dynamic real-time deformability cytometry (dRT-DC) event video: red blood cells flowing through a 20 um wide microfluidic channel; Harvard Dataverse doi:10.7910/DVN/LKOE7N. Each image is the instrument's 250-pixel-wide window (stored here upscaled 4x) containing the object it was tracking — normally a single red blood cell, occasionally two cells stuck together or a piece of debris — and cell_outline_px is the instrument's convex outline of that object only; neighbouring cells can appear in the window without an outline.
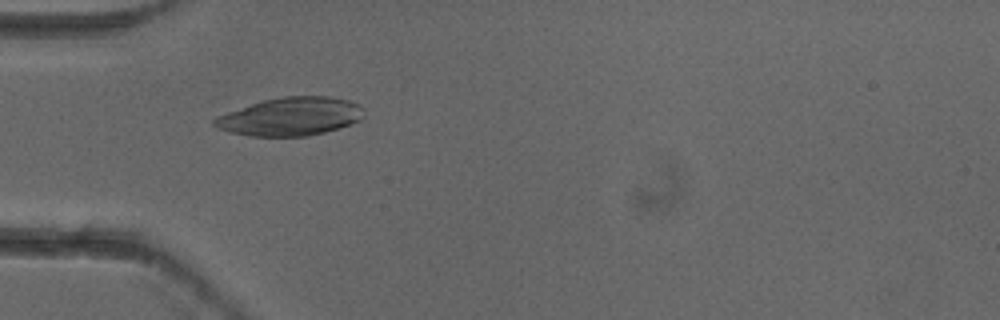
{"species": "common noctule bat (a hibernating species)", "species_latin": "Nyctalus noctula", "temperature_condition": "cold", "stored_images_in_passage": 3, "camera_frame_rate_fps": 3000, "um_per_image_px": 0.085, "animal": {"sex": "female"}, "frame": {"image": 1, "passage_image": 1, "time_ms": 0.0, "image_size_px": [1000, 320], "cell_outline_px": [[364, 116], [360, 120], [324, 132], [308, 136], [252, 136], [232, 132], [216, 128], [212, 124], [212, 120], [216, 116], [264, 100], [284, 96], [328, 96], [348, 100], [364, 108]], "centroid_in_image_um": [24.69, 9.9], "position_along_channel_um": 60.3, "area_um2": 33.0}}
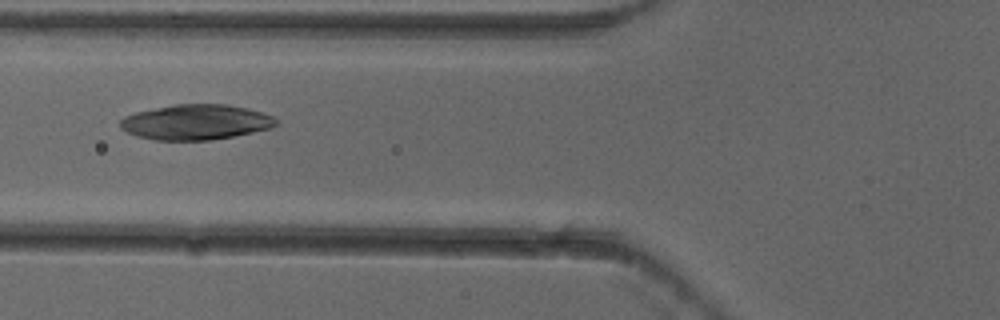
{"frame": {"image": 2, "passage_image": 2, "time_ms": 0.333, "image_size_px": [1000, 320], "cell_outline_px": [[280, 124], [272, 128], [212, 140], [156, 140], [136, 136], [120, 128], [120, 120], [124, 116], [136, 112], [176, 104], [228, 104], [260, 112], [272, 116]], "centroid_in_image_um": [16.64, 10.38], "position_along_channel_um": 109.2, "area_um2": 31.85}}
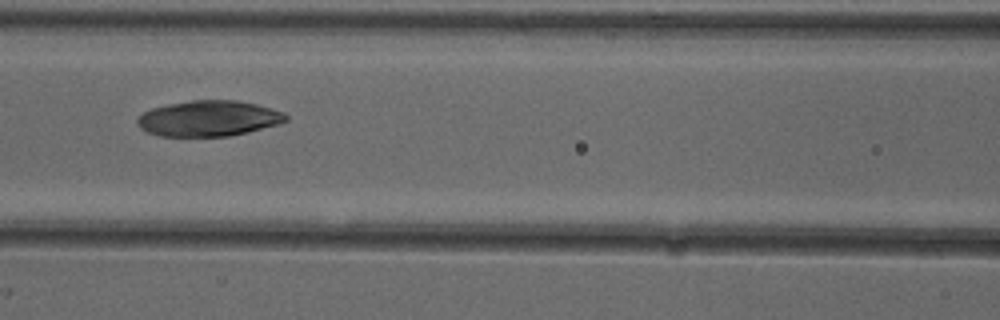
{"frame": {"image": 3, "passage_image": 3, "time_ms": 0.667, "image_size_px": [1000, 320], "cell_outline_px": [[288, 120], [280, 124], [248, 132], [228, 136], [160, 136], [148, 132], [140, 128], [136, 124], [136, 120], [144, 112], [152, 108], [168, 104], [192, 100], [236, 100], [256, 104], [284, 112], [288, 116]], "centroid_in_image_um": [17.75, 10.07], "position_along_channel_um": 148.8, "area_um2": 30.92}}